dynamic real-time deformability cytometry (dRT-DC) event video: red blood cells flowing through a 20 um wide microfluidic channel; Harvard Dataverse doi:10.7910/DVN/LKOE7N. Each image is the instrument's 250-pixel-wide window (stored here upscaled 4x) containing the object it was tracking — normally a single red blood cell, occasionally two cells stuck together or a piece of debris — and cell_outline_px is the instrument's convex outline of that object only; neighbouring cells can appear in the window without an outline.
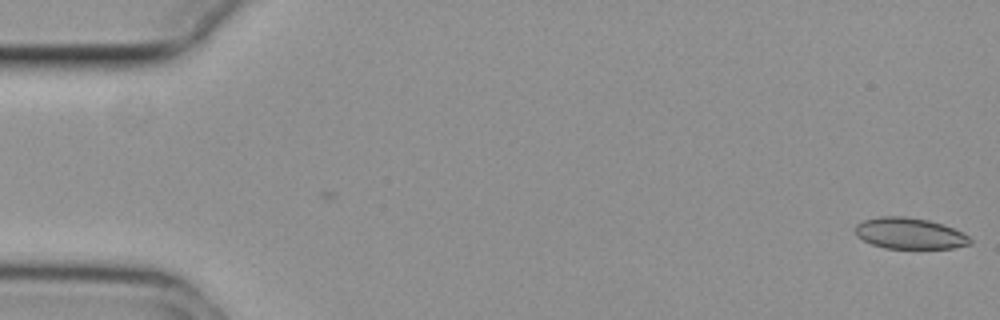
{"species": "common noctule bat (a hibernating species)", "species_latin": "Nyctalus noctula", "temperature_condition": "cold", "stored_images_in_passage": 55, "camera_frame_rate_fps": 3000, "um_per_image_px": 0.085, "animal": {"sex": "female", "body_mass_g": 29.2, "forearm_length_mm": 56.3}, "frame": {"image": 1, "passage_image": 1, "time_ms": 0.0, "image_size_px": [1000, 320], "cell_outline_px": [[972, 244], [952, 248], [884, 248], [872, 244], [856, 236], [856, 224], [864, 220], [880, 216], [904, 216], [928, 220], [944, 224], [964, 232], [972, 240]], "centroid_in_image_um": [77.35, 19.83], "position_along_channel_um": 7.6, "area_um2": 20.92}}
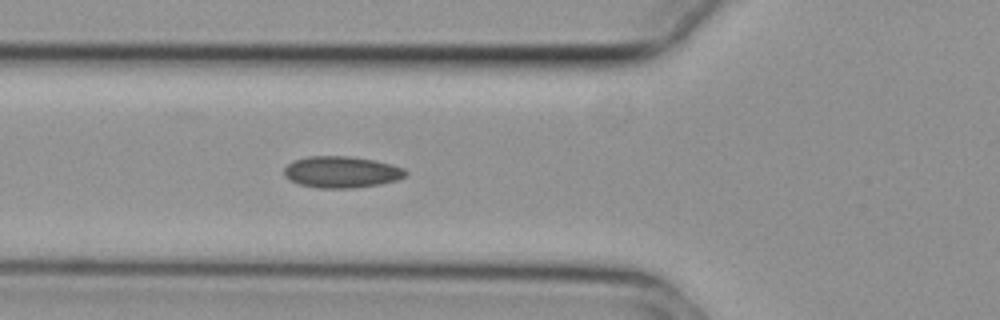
{"frame": {"image": 2, "passage_image": 20, "time_ms": 6.333, "image_size_px": [1000, 320], "cell_outline_px": [[408, 172], [404, 176], [396, 180], [380, 184], [352, 188], [320, 188], [300, 184], [288, 180], [284, 176], [284, 168], [292, 160], [308, 156], [352, 156], [376, 160], [392, 164], [404, 168]], "centroid_in_image_um": [29.01, 14.61], "position_along_channel_um": 96.8, "area_um2": 22.48}}
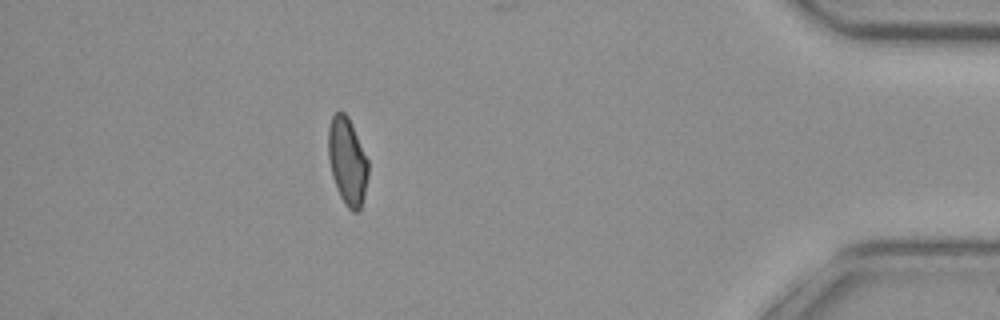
{"frame": {"image": 3, "passage_image": 49, "time_ms": 16.0, "image_size_px": [1000, 320], "cell_outline_px": [[368, 176], [364, 196], [360, 212], [352, 212], [344, 204], [336, 188], [332, 176], [328, 156], [328, 128], [332, 116], [340, 108], [348, 116], [368, 160]], "centroid_in_image_um": [29.52, 13.72], "position_along_channel_um": 405.7, "area_um2": 20.52}, "authors_computed_cell_mechanics": {"area_um2": 21.097, "velocity_mm_per_s": 3.736, "shape_relaxation_time_tau1_ms": null, "shape_relaxation_time_tau2_ms": 2.7767, "deformation_change_tau1": null, "deformation_change_tau2": 0.0739}}